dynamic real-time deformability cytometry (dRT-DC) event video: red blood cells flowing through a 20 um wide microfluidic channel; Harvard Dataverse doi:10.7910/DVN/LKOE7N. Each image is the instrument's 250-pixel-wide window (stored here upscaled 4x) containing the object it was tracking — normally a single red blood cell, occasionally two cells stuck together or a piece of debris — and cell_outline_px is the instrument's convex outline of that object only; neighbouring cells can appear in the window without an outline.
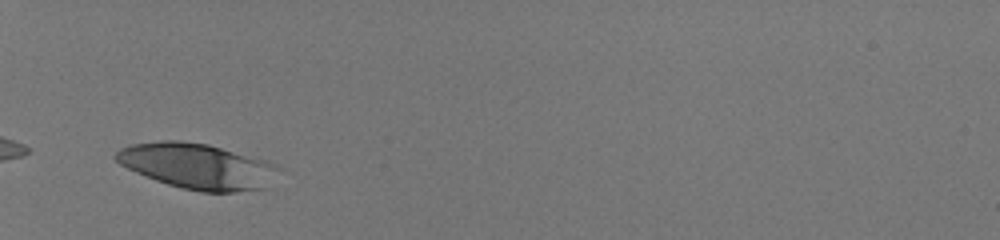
{"species": "human", "species_latin": "Homo sapiens", "temperature_condition": "room temperature", "stored_images_in_passage": 29, "camera_frame_rate_fps": 3000, "um_per_image_px": 0.085, "donor": {"sex": "male"}, "frame": {"image": 1, "passage_image": 1, "time_ms": 0.0, "image_size_px": [1000, 240], "cell_outline_px": [[284, 168], [276, 188], [236, 192], [200, 192], [168, 184], [156, 180], [136, 172], [120, 164], [112, 156], [120, 148], [132, 144], [160, 140], [176, 140], [208, 144], [268, 160]], "centroid_in_image_um": [16.97, 14.15], "position_along_channel_um": 68.0, "area_um2": 44.45}}
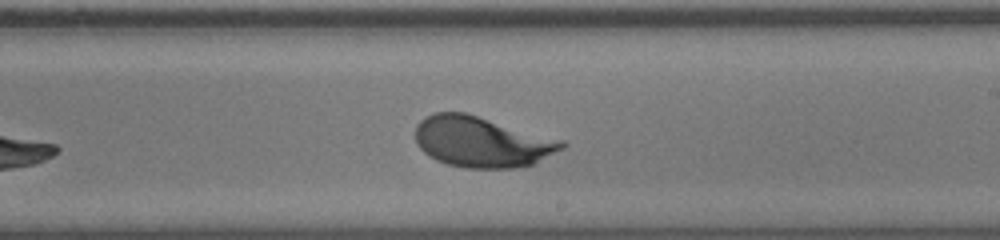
{"frame": {"image": 2, "passage_image": 16, "time_ms": 5.0, "image_size_px": [1000, 240], "cell_outline_px": [[568, 144], [564, 148], [536, 164], [516, 168], [464, 168], [448, 164], [436, 160], [428, 156], [416, 144], [416, 124], [420, 120], [436, 112], [464, 112], [564, 140]], "centroid_in_image_um": [40.98, 12.07], "position_along_channel_um": 248.0, "area_um2": 43.52}}
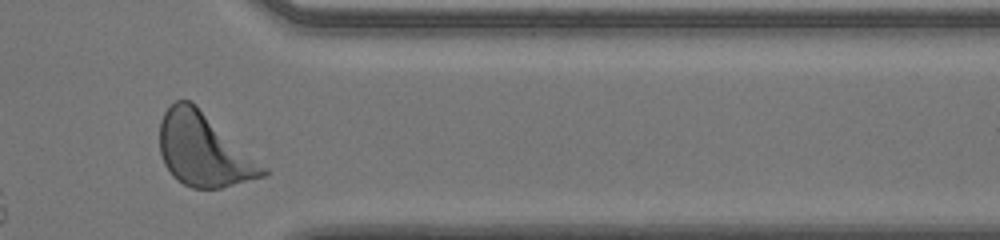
{"frame": {"image": 3, "passage_image": 27, "time_ms": 8.667, "image_size_px": [1000, 240], "cell_outline_px": [[268, 172], [264, 176], [220, 188], [192, 188], [176, 180], [172, 176], [164, 164], [160, 152], [160, 120], [164, 112], [176, 100], [192, 100], [268, 168]], "centroid_in_image_um": [17.31, 12.73], "position_along_channel_um": 394.1, "area_um2": 44.04}, "authors_computed_cell_mechanics": {"area_um2": 42.5408, "velocity_mm_per_s": 3.9976, "shape_relaxation_time_tau1_ms": 1.8768, "shape_relaxation_time_tau2_ms": null, "deformation_change_tau1": 0.1433, "deformation_change_tau2": null}}